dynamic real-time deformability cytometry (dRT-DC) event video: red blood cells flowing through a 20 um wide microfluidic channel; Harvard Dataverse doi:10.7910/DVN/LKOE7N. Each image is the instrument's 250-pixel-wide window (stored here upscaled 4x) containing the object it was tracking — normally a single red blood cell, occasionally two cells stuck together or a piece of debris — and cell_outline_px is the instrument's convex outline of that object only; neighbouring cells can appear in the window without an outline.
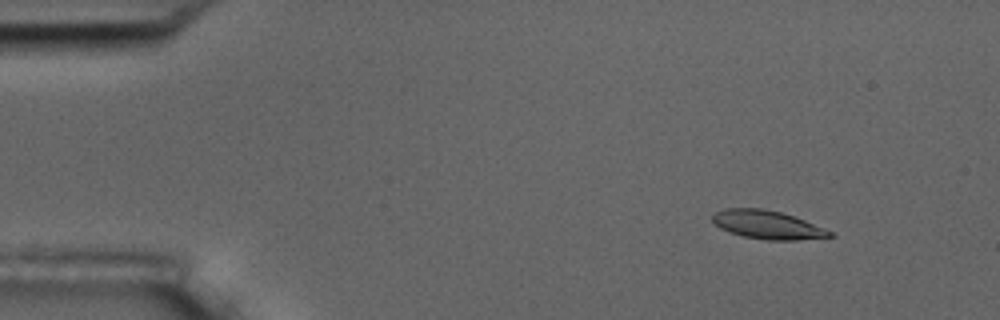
{"species": "common noctule bat (a hibernating species)", "species_latin": "Nyctalus noctula", "temperature_condition": "room temperature", "stored_images_in_passage": 5, "camera_frame_rate_fps": 3000, "um_per_image_px": 0.085, "animal": {"sex": "male", "body_mass_g": 17.5, "forearm_length_mm": 52.3}, "frame": {"image": 1, "passage_image": 1, "time_ms": 0.0, "image_size_px": [1000, 320], "cell_outline_px": [[836, 236], [796, 240], [768, 240], [744, 236], [720, 228], [712, 220], [712, 212], [724, 208], [764, 208], [780, 212], [804, 220], [824, 228], [832, 232]], "centroid_in_image_um": [65.21, 19.09], "position_along_channel_um": 19.8, "area_um2": 19.31}}